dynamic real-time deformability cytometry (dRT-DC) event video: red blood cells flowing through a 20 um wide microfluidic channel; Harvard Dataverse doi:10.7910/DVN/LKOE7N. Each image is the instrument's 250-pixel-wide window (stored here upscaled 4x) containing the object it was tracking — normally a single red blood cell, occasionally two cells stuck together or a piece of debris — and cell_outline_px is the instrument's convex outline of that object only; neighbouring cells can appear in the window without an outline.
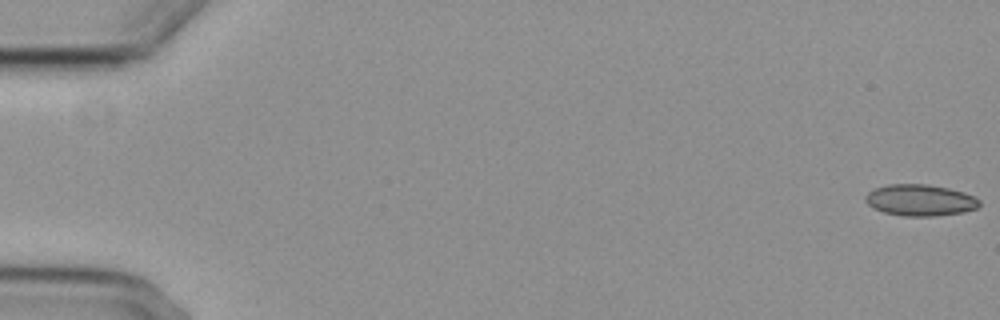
{"species": "common noctule bat (a hibernating species)", "species_latin": "Nyctalus noctula", "temperature_condition": "cold", "stored_images_in_passage": 50, "camera_frame_rate_fps": 3000, "um_per_image_px": 0.085, "animal": {"sex": "female", "body_mass_g": 29.2, "forearm_length_mm": 56.3}, "frame": {"image": 1, "passage_image": 1, "time_ms": 0.0, "image_size_px": [1000, 320], "cell_outline_px": [[980, 204], [976, 208], [964, 212], [936, 216], [904, 216], [884, 212], [872, 208], [864, 200], [864, 196], [868, 192], [876, 188], [888, 184], [924, 184], [948, 188], [964, 192], [980, 200]], "centroid_in_image_um": [78.19, 17.02], "position_along_channel_um": 6.8, "area_um2": 20.87}}
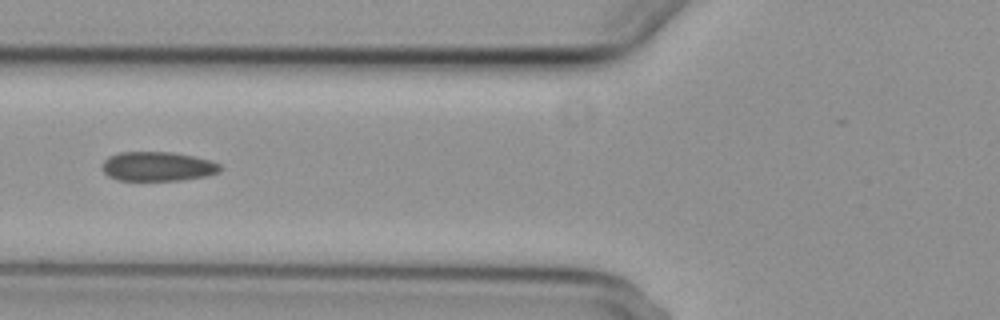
{"frame": {"image": 2, "passage_image": 23, "time_ms": 7.333, "image_size_px": [1000, 320], "cell_outline_px": [[220, 172], [208, 176], [180, 180], [116, 180], [108, 176], [100, 168], [100, 164], [108, 156], [120, 152], [172, 152], [212, 160], [220, 164]], "centroid_in_image_um": [13.37, 14.14], "position_along_channel_um": 112.4, "area_um2": 20.4}}
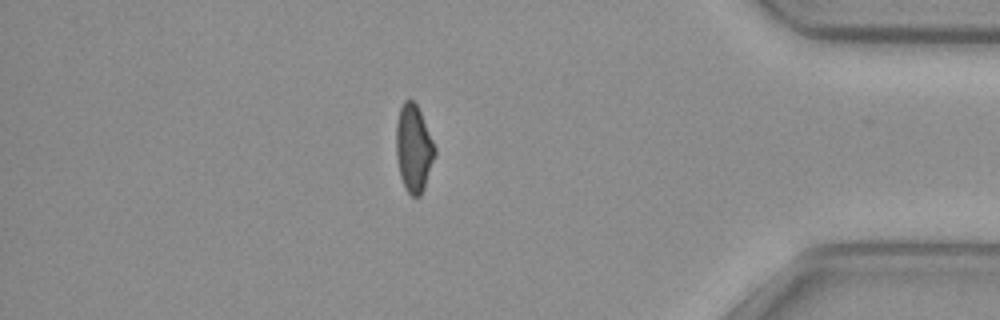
{"frame": {"image": 3, "passage_image": 49, "time_ms": 16.0, "image_size_px": [1000, 320], "cell_outline_px": [[436, 156], [424, 188], [420, 196], [412, 196], [408, 192], [400, 176], [396, 156], [396, 124], [400, 108], [404, 100], [412, 100], [416, 104], [420, 112], [436, 148]], "centroid_in_image_um": [35.16, 12.62], "position_along_channel_um": 400.0, "area_um2": 19.59}, "authors_computed_cell_mechanics": {"area_um2": 20.6635, "velocity_mm_per_s": 3.7203, "shape_relaxation_time_tau1_ms": 10.9301, "shape_relaxation_time_tau2_ms": 3.506, "deformation_change_tau1": 0.1682, "deformation_change_tau2": 0.0756}}